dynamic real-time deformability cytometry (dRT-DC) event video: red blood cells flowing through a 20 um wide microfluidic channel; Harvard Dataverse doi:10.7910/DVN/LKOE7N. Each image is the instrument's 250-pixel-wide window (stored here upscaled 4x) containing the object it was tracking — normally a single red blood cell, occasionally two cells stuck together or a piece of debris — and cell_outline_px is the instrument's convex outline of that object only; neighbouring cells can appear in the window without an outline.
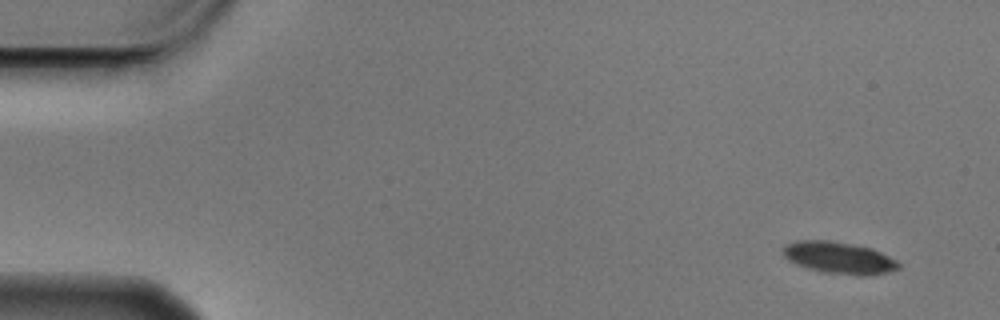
{"species": "Egyptian fruit bat (a non-hibernating species)", "species_latin": "Rousettus aegyptiacus", "temperature_condition": "cold", "stored_images_in_passage": 4, "camera_frame_rate_fps": 3000, "um_per_image_px": 0.085, "animal": {"sex": "male"}, "frame": {"image": 1, "passage_image": 1, "time_ms": 0.0, "image_size_px": [1000, 320], "cell_outline_px": [[904, 268], [884, 272], [824, 272], [788, 260], [784, 256], [784, 244], [796, 240], [832, 240], [872, 248], [896, 260]], "centroid_in_image_um": [71.28, 21.83], "position_along_channel_um": 13.7, "area_um2": 20.35}}
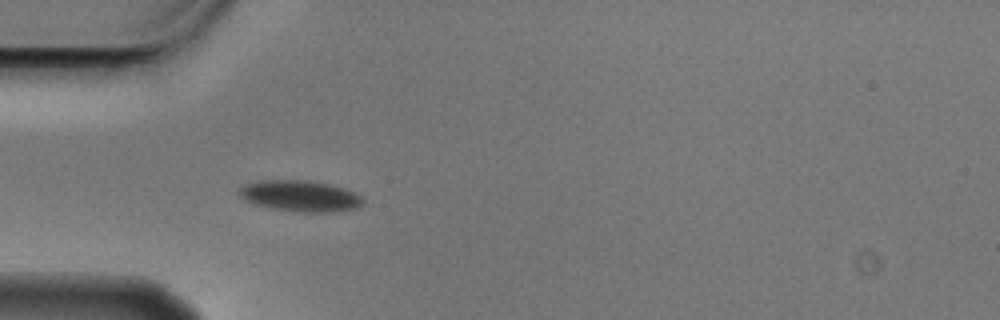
{"frame": {"image": 2, "passage_image": 4, "time_ms": 1.0, "image_size_px": [1000, 320], "cell_outline_px": [[364, 204], [356, 208], [336, 212], [304, 212], [272, 208], [256, 204], [244, 200], [240, 196], [240, 188], [248, 184], [260, 180], [308, 180], [328, 184], [344, 188], [356, 192], [364, 200]], "centroid_in_image_um": [25.57, 16.66], "position_along_channel_um": 59.4, "area_um2": 22.31}}